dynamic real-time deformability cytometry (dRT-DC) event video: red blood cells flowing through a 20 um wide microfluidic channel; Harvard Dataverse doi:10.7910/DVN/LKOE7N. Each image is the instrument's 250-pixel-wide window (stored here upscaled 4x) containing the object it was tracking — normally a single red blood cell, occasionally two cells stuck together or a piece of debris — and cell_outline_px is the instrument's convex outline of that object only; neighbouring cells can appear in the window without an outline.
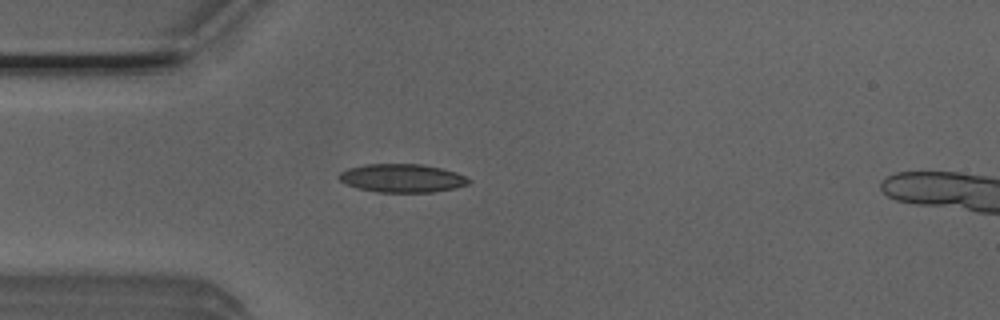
{"species": "Egyptian fruit bat (a non-hibernating species)", "species_latin": "Rousettus aegyptiacus", "temperature_condition": "room temperature", "stored_images_in_passage": 34, "camera_frame_rate_fps": 3000, "um_per_image_px": 0.085, "animal": {"sex": "male"}, "frame": {"image": 1, "passage_image": 3, "time_ms": 0.667, "image_size_px": [1000, 320], "cell_outline_px": [[472, 180], [468, 184], [456, 188], [432, 192], [376, 192], [356, 188], [340, 180], [336, 176], [340, 172], [348, 168], [364, 164], [420, 164], [440, 168], [456, 172]], "centroid_in_image_um": [34.16, 15.14], "position_along_channel_um": 50.8, "area_um2": 21.5}}
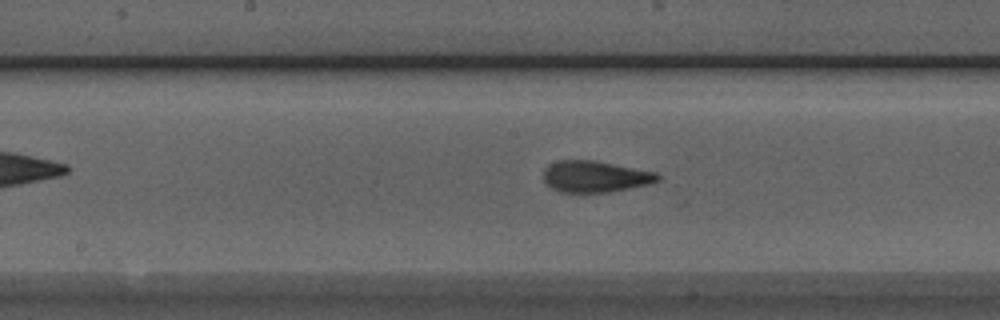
{"frame": {"image": 2, "passage_image": 15, "time_ms": 4.667, "image_size_px": [1000, 320], "cell_outline_px": [[660, 180], [652, 184], [608, 192], [560, 192], [552, 188], [544, 180], [544, 168], [548, 164], [560, 160], [596, 160], [656, 172], [660, 176]], "centroid_in_image_um": [50.61, 15.0], "position_along_channel_um": 197.6, "area_um2": 21.04}}
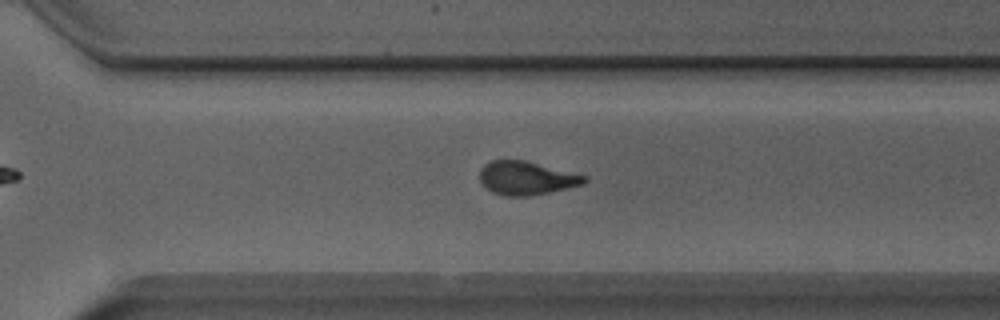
{"frame": {"image": 3, "passage_image": 25, "time_ms": 8.0, "image_size_px": [1000, 320], "cell_outline_px": [[588, 180], [584, 184], [548, 192], [528, 196], [504, 196], [492, 192], [484, 188], [480, 180], [480, 168], [484, 164], [492, 160], [524, 160], [588, 176]], "centroid_in_image_um": [44.72, 15.14], "position_along_channel_um": 325.9, "area_um2": 20.46}, "authors_computed_cell_mechanics": {"area_um2": 20.9236, "velocity_mm_per_s": 3.8605, "shape_relaxation_time_tau1_ms": 6.2305, "shape_relaxation_time_tau2_ms": 1.5404, "deformation_change_tau1": 0.1795, "deformation_change_tau2": 0.0833}}